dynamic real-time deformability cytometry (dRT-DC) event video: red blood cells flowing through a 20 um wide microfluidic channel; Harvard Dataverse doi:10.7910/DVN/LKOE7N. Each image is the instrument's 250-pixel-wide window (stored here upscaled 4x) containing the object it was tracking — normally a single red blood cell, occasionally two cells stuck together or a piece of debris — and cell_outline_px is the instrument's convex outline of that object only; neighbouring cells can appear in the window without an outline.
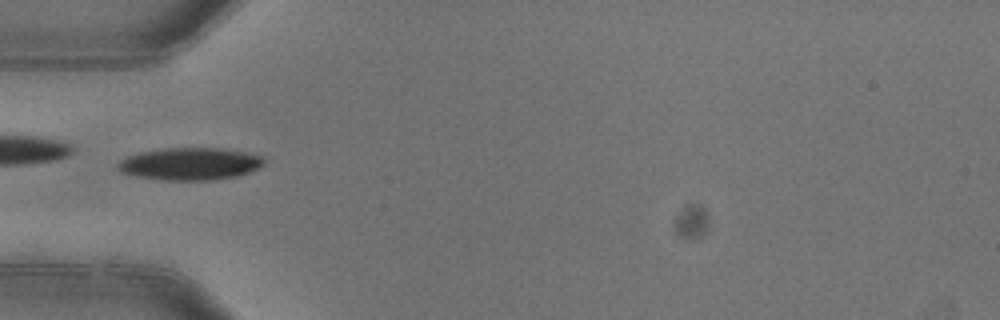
{"species": "common noctule bat (a hibernating species)", "species_latin": "Nyctalus noctula", "temperature_condition": "warm", "stored_images_in_passage": 5, "camera_frame_rate_fps": 3000, "um_per_image_px": 0.085, "animal": {"sex": "female"}, "frame": {"image": 1, "passage_image": 4, "time_ms": 1.0, "image_size_px": [1000, 320], "cell_outline_px": [[264, 164], [260, 168], [236, 176], [212, 180], [164, 180], [136, 176], [124, 172], [116, 168], [116, 164], [120, 160], [128, 156], [140, 152], [164, 148], [220, 148], [244, 152], [264, 156]], "centroid_in_image_um": [16.16, 13.92], "position_along_channel_um": 68.8, "area_um2": 27.51}}